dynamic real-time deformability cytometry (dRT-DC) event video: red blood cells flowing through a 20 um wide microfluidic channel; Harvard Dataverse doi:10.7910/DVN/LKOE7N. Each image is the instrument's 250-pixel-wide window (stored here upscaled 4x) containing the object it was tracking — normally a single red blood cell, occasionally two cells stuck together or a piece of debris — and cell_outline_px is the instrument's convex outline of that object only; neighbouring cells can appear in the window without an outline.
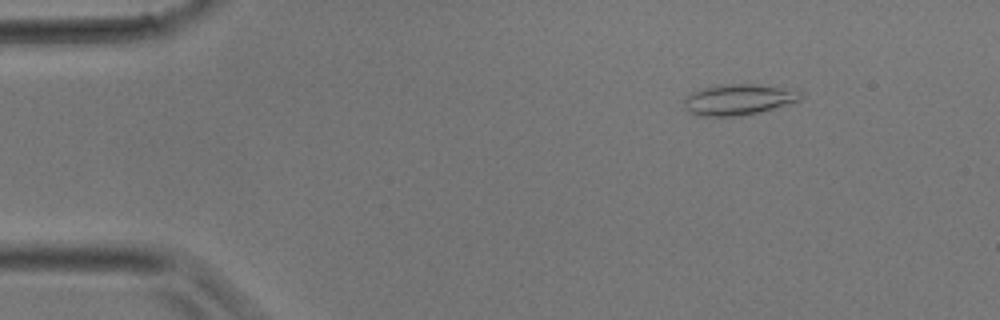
{"species": "common noctule bat (a hibernating species)", "species_latin": "Nyctalus noctula", "temperature_condition": "room temperature", "stored_images_in_passage": 35, "camera_frame_rate_fps": 3000, "um_per_image_px": 0.085, "animal": {"sex": "male", "body_mass_g": 17.9}, "frame": {"image": 1, "passage_image": 3, "time_ms": 0.667, "image_size_px": [1000, 320], "cell_outline_px": [[804, 96], [800, 100], [788, 104], [760, 112], [740, 116], [696, 116], [684, 108], [684, 100], [692, 92], [704, 88], [720, 84], [756, 84], [800, 88], [804, 92]], "centroid_in_image_um": [62.88, 8.45], "position_along_channel_um": 22.1, "area_um2": 21.5}}
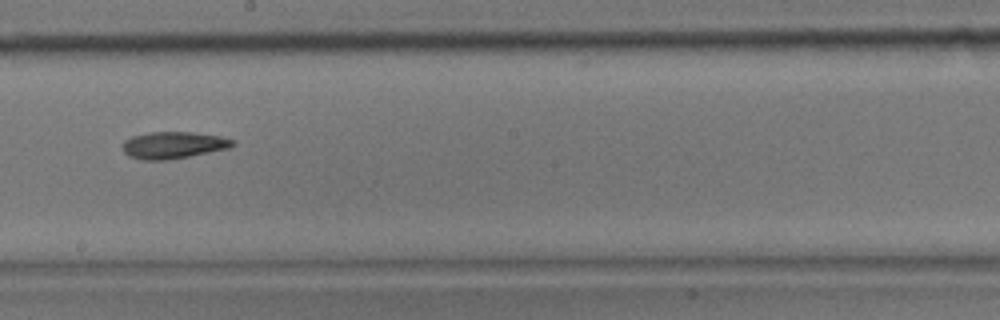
{"frame": {"image": 2, "passage_image": 19, "time_ms": 6.0, "image_size_px": [1000, 320], "cell_outline_px": [[236, 144], [228, 148], [168, 160], [144, 160], [128, 156], [120, 148], [124, 140], [132, 136], [152, 132], [192, 132], [220, 136], [236, 140]], "centroid_in_image_um": [14.7, 12.33], "position_along_channel_um": 233.5, "area_um2": 17.28}}
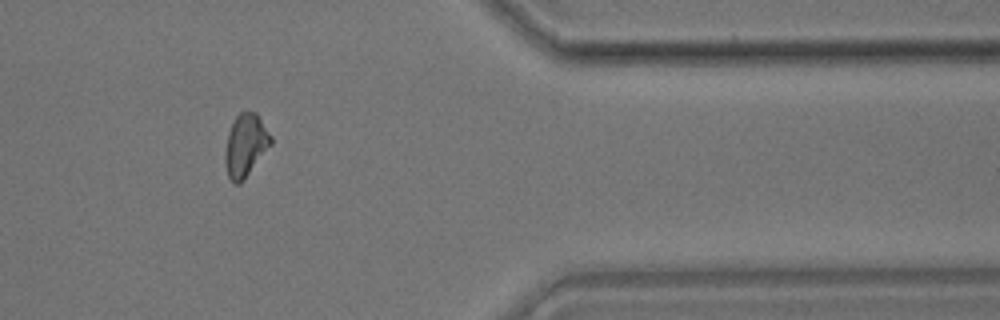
{"frame": {"image": 3, "passage_image": 29, "time_ms": 9.333, "image_size_px": [1000, 320], "cell_outline_px": [[272, 144], [244, 180], [240, 184], [236, 184], [228, 176], [224, 160], [224, 152], [228, 132], [236, 116], [240, 112], [256, 112], [272, 136]], "centroid_in_image_um": [20.87, 12.36], "position_along_channel_um": 390.5, "area_um2": 16.76}}